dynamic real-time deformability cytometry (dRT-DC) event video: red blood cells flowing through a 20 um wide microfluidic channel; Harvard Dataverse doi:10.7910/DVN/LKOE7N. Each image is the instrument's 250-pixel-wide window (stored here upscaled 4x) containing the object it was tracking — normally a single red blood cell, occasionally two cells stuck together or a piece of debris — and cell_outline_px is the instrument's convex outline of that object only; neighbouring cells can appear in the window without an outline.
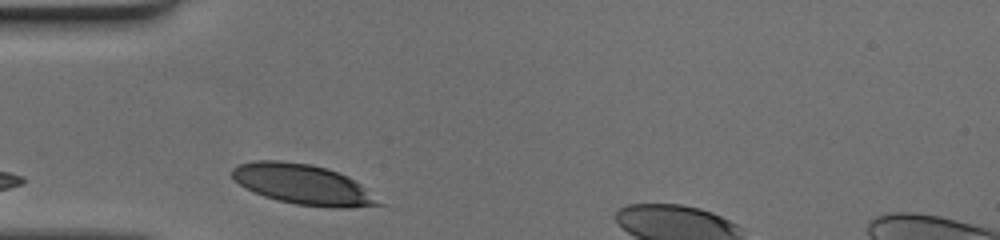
{"species": "human", "species_latin": "Homo sapiens", "temperature_condition": "cold", "stored_images_in_passage": 24, "camera_frame_rate_fps": 3000, "um_per_image_px": 0.085, "donor": {"sex": "female"}, "frame": {"image": 1, "passage_image": 1, "time_ms": 0.0, "image_size_px": [1000, 240], "cell_outline_px": [[388, 204], [352, 208], [332, 208], [296, 204], [276, 200], [264, 196], [244, 188], [232, 176], [232, 168], [236, 164], [256, 160], [280, 160], [312, 164], [328, 168], [348, 176], [360, 184]], "centroid_in_image_um": [25.79, 15.68], "position_along_channel_um": 59.2, "area_um2": 34.8}}